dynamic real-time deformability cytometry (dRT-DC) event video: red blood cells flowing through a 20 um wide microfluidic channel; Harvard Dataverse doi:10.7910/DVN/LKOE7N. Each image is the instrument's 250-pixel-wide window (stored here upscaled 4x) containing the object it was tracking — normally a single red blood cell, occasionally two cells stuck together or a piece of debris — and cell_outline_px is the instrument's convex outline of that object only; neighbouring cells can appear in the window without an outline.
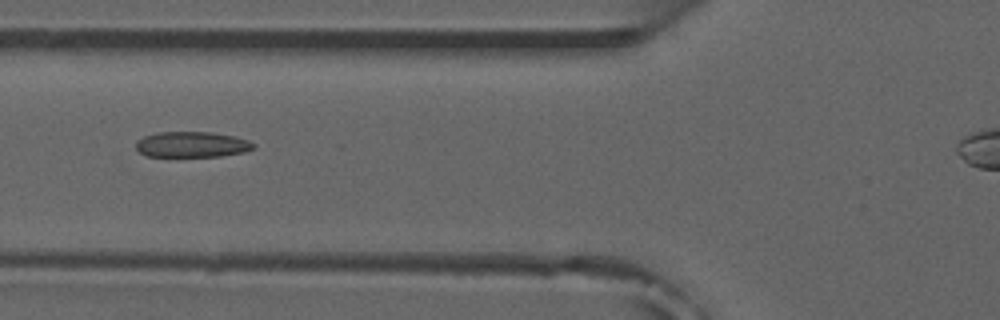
{"species": "common noctule bat (a hibernating species)", "species_latin": "Nyctalus noctula", "temperature_condition": "room temperature", "stored_images_in_passage": 2, "camera_frame_rate_fps": 3000, "um_per_image_px": 0.085, "animal": {"sex": "male", "forearm_length_mm": 52.5}, "frame": {"image": 1, "passage_image": 2, "time_ms": 1.0, "image_size_px": [1000, 320], "cell_outline_px": [[256, 148], [244, 152], [220, 156], [148, 156], [140, 152], [136, 148], [136, 140], [144, 136], [160, 132], [212, 132], [232, 136], [248, 140], [256, 144]], "centroid_in_image_um": [16.33, 12.28], "position_along_channel_um": 109.5, "area_um2": 17.51}}